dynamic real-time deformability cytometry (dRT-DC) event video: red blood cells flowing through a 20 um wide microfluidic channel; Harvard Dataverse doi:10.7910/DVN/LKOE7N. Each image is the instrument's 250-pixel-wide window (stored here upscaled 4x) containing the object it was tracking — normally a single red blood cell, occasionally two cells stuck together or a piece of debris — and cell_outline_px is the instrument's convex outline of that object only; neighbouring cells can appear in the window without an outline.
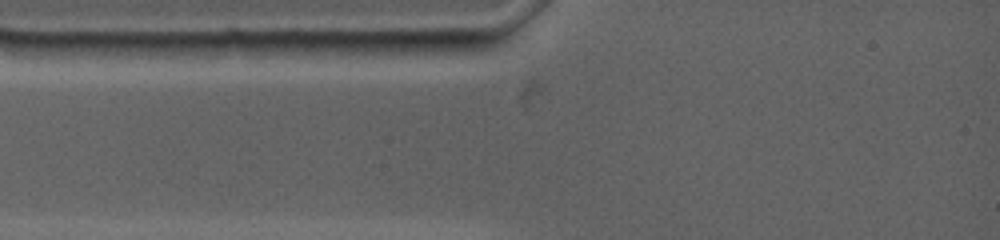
{"species": "common noctule bat (a hibernating species)", "species_latin": "Nyctalus noctula", "temperature_condition": "warm", "stored_images_in_passage": 1, "camera_frame_rate_fps": 4500, "um_per_image_px": 0.085, "animal": {"sex": "female", "body_mass_g": 19.0, "forearm_length_mm": 53.3}, "frame": {"image": 1, "passage_image": 1, "time_ms": 0.0, "image_size_px": [1000, 240], "cell_outline_px": [[300, 40], [288, 56], [256, 60], [148, 60], [144, 44], [180, 40]], "centroid_in_image_um": [18.66, 4.23], "position_along_channel_um": 66.3, "area_um2": 20.29}}